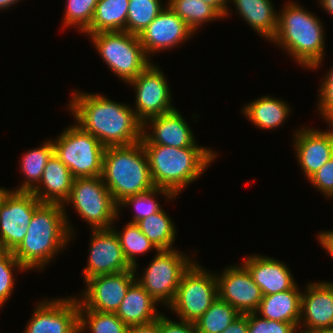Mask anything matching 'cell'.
<instances>
[{"instance_id": "cell-1", "label": "cell", "mask_w": 333, "mask_h": 333, "mask_svg": "<svg viewBox=\"0 0 333 333\" xmlns=\"http://www.w3.org/2000/svg\"><path fill=\"white\" fill-rule=\"evenodd\" d=\"M75 121L105 147L130 145L141 141L143 123L133 108L101 95L75 91L68 103Z\"/></svg>"}, {"instance_id": "cell-2", "label": "cell", "mask_w": 333, "mask_h": 333, "mask_svg": "<svg viewBox=\"0 0 333 333\" xmlns=\"http://www.w3.org/2000/svg\"><path fill=\"white\" fill-rule=\"evenodd\" d=\"M66 209L57 203H41L36 208L23 241L13 251L26 270L44 269L74 238Z\"/></svg>"}, {"instance_id": "cell-3", "label": "cell", "mask_w": 333, "mask_h": 333, "mask_svg": "<svg viewBox=\"0 0 333 333\" xmlns=\"http://www.w3.org/2000/svg\"><path fill=\"white\" fill-rule=\"evenodd\" d=\"M324 24L318 16L289 1L278 12V27L271 42L297 61L301 67L316 70L325 55Z\"/></svg>"}, {"instance_id": "cell-4", "label": "cell", "mask_w": 333, "mask_h": 333, "mask_svg": "<svg viewBox=\"0 0 333 333\" xmlns=\"http://www.w3.org/2000/svg\"><path fill=\"white\" fill-rule=\"evenodd\" d=\"M142 146L154 186L167 189L175 196L197 180L218 155L206 147Z\"/></svg>"}, {"instance_id": "cell-5", "label": "cell", "mask_w": 333, "mask_h": 333, "mask_svg": "<svg viewBox=\"0 0 333 333\" xmlns=\"http://www.w3.org/2000/svg\"><path fill=\"white\" fill-rule=\"evenodd\" d=\"M101 178L117 204L125 197L152 189L154 184L141 141L106 147Z\"/></svg>"}, {"instance_id": "cell-6", "label": "cell", "mask_w": 333, "mask_h": 333, "mask_svg": "<svg viewBox=\"0 0 333 333\" xmlns=\"http://www.w3.org/2000/svg\"><path fill=\"white\" fill-rule=\"evenodd\" d=\"M88 36L102 60L126 84L151 63L138 35L127 31H111Z\"/></svg>"}, {"instance_id": "cell-7", "label": "cell", "mask_w": 333, "mask_h": 333, "mask_svg": "<svg viewBox=\"0 0 333 333\" xmlns=\"http://www.w3.org/2000/svg\"><path fill=\"white\" fill-rule=\"evenodd\" d=\"M60 134L52 140L54 155L70 170L73 177L101 176L106 147L77 124L68 126Z\"/></svg>"}, {"instance_id": "cell-8", "label": "cell", "mask_w": 333, "mask_h": 333, "mask_svg": "<svg viewBox=\"0 0 333 333\" xmlns=\"http://www.w3.org/2000/svg\"><path fill=\"white\" fill-rule=\"evenodd\" d=\"M72 204L91 229H109L118 220V204L101 176L74 178L69 197L62 205ZM117 219V220H116Z\"/></svg>"}, {"instance_id": "cell-9", "label": "cell", "mask_w": 333, "mask_h": 333, "mask_svg": "<svg viewBox=\"0 0 333 333\" xmlns=\"http://www.w3.org/2000/svg\"><path fill=\"white\" fill-rule=\"evenodd\" d=\"M194 262L183 274L168 308L179 320L195 323L218 297L216 274Z\"/></svg>"}, {"instance_id": "cell-10", "label": "cell", "mask_w": 333, "mask_h": 333, "mask_svg": "<svg viewBox=\"0 0 333 333\" xmlns=\"http://www.w3.org/2000/svg\"><path fill=\"white\" fill-rule=\"evenodd\" d=\"M137 282L158 303L168 307L174 300L183 274L195 262L178 249L158 250Z\"/></svg>"}, {"instance_id": "cell-11", "label": "cell", "mask_w": 333, "mask_h": 333, "mask_svg": "<svg viewBox=\"0 0 333 333\" xmlns=\"http://www.w3.org/2000/svg\"><path fill=\"white\" fill-rule=\"evenodd\" d=\"M32 192L6 190L0 199V248L14 251L23 241L36 208Z\"/></svg>"}, {"instance_id": "cell-12", "label": "cell", "mask_w": 333, "mask_h": 333, "mask_svg": "<svg viewBox=\"0 0 333 333\" xmlns=\"http://www.w3.org/2000/svg\"><path fill=\"white\" fill-rule=\"evenodd\" d=\"M127 84L135 89L136 117L144 123L147 119L174 110L172 95L166 76L160 67L151 63Z\"/></svg>"}, {"instance_id": "cell-13", "label": "cell", "mask_w": 333, "mask_h": 333, "mask_svg": "<svg viewBox=\"0 0 333 333\" xmlns=\"http://www.w3.org/2000/svg\"><path fill=\"white\" fill-rule=\"evenodd\" d=\"M136 276L138 274L132 267L127 271L91 277L85 281L86 290L77 297L79 307L116 313L129 287L136 281Z\"/></svg>"}, {"instance_id": "cell-14", "label": "cell", "mask_w": 333, "mask_h": 333, "mask_svg": "<svg viewBox=\"0 0 333 333\" xmlns=\"http://www.w3.org/2000/svg\"><path fill=\"white\" fill-rule=\"evenodd\" d=\"M50 299L36 304L22 333H79L77 296Z\"/></svg>"}, {"instance_id": "cell-15", "label": "cell", "mask_w": 333, "mask_h": 333, "mask_svg": "<svg viewBox=\"0 0 333 333\" xmlns=\"http://www.w3.org/2000/svg\"><path fill=\"white\" fill-rule=\"evenodd\" d=\"M224 269L222 273L216 274L218 297L241 315L255 313L263 295L248 269L242 263Z\"/></svg>"}, {"instance_id": "cell-16", "label": "cell", "mask_w": 333, "mask_h": 333, "mask_svg": "<svg viewBox=\"0 0 333 333\" xmlns=\"http://www.w3.org/2000/svg\"><path fill=\"white\" fill-rule=\"evenodd\" d=\"M87 266L83 269L84 281L97 275H106L130 270L118 235L112 228L92 229Z\"/></svg>"}, {"instance_id": "cell-17", "label": "cell", "mask_w": 333, "mask_h": 333, "mask_svg": "<svg viewBox=\"0 0 333 333\" xmlns=\"http://www.w3.org/2000/svg\"><path fill=\"white\" fill-rule=\"evenodd\" d=\"M138 35L146 55L170 50L194 36V31L167 5ZM170 48V49H169Z\"/></svg>"}, {"instance_id": "cell-18", "label": "cell", "mask_w": 333, "mask_h": 333, "mask_svg": "<svg viewBox=\"0 0 333 333\" xmlns=\"http://www.w3.org/2000/svg\"><path fill=\"white\" fill-rule=\"evenodd\" d=\"M332 326L333 282L308 283L305 292L301 294L298 333H312Z\"/></svg>"}, {"instance_id": "cell-19", "label": "cell", "mask_w": 333, "mask_h": 333, "mask_svg": "<svg viewBox=\"0 0 333 333\" xmlns=\"http://www.w3.org/2000/svg\"><path fill=\"white\" fill-rule=\"evenodd\" d=\"M182 114L174 110L147 119L143 123L142 145H164L175 148L203 147L197 145L192 129ZM152 128L148 132L147 128ZM152 126V127H151Z\"/></svg>"}, {"instance_id": "cell-20", "label": "cell", "mask_w": 333, "mask_h": 333, "mask_svg": "<svg viewBox=\"0 0 333 333\" xmlns=\"http://www.w3.org/2000/svg\"><path fill=\"white\" fill-rule=\"evenodd\" d=\"M330 124V125H329ZM330 130L305 127L295 130L294 149L296 159L309 180L316 172L331 159L333 145V122H328Z\"/></svg>"}, {"instance_id": "cell-21", "label": "cell", "mask_w": 333, "mask_h": 333, "mask_svg": "<svg viewBox=\"0 0 333 333\" xmlns=\"http://www.w3.org/2000/svg\"><path fill=\"white\" fill-rule=\"evenodd\" d=\"M242 261L263 296L284 292L296 285L290 269L282 261L257 254L247 256Z\"/></svg>"}, {"instance_id": "cell-22", "label": "cell", "mask_w": 333, "mask_h": 333, "mask_svg": "<svg viewBox=\"0 0 333 333\" xmlns=\"http://www.w3.org/2000/svg\"><path fill=\"white\" fill-rule=\"evenodd\" d=\"M73 181L70 170L53 154L45 165L41 181L31 192L42 203L64 205Z\"/></svg>"}, {"instance_id": "cell-23", "label": "cell", "mask_w": 333, "mask_h": 333, "mask_svg": "<svg viewBox=\"0 0 333 333\" xmlns=\"http://www.w3.org/2000/svg\"><path fill=\"white\" fill-rule=\"evenodd\" d=\"M157 304L159 303L136 280L129 287L115 314L128 327L145 324L158 319L163 314L158 312Z\"/></svg>"}, {"instance_id": "cell-24", "label": "cell", "mask_w": 333, "mask_h": 333, "mask_svg": "<svg viewBox=\"0 0 333 333\" xmlns=\"http://www.w3.org/2000/svg\"><path fill=\"white\" fill-rule=\"evenodd\" d=\"M234 2L238 14L258 35L271 41L278 27V12L272 0H228Z\"/></svg>"}, {"instance_id": "cell-25", "label": "cell", "mask_w": 333, "mask_h": 333, "mask_svg": "<svg viewBox=\"0 0 333 333\" xmlns=\"http://www.w3.org/2000/svg\"><path fill=\"white\" fill-rule=\"evenodd\" d=\"M297 285L284 292L263 296L255 313L264 319L298 324L302 292Z\"/></svg>"}, {"instance_id": "cell-26", "label": "cell", "mask_w": 333, "mask_h": 333, "mask_svg": "<svg viewBox=\"0 0 333 333\" xmlns=\"http://www.w3.org/2000/svg\"><path fill=\"white\" fill-rule=\"evenodd\" d=\"M284 101L265 95L245 104L242 113L257 128L275 130L288 119L291 112L288 103Z\"/></svg>"}, {"instance_id": "cell-27", "label": "cell", "mask_w": 333, "mask_h": 333, "mask_svg": "<svg viewBox=\"0 0 333 333\" xmlns=\"http://www.w3.org/2000/svg\"><path fill=\"white\" fill-rule=\"evenodd\" d=\"M128 4L129 0H99L93 20L84 34L126 31Z\"/></svg>"}, {"instance_id": "cell-28", "label": "cell", "mask_w": 333, "mask_h": 333, "mask_svg": "<svg viewBox=\"0 0 333 333\" xmlns=\"http://www.w3.org/2000/svg\"><path fill=\"white\" fill-rule=\"evenodd\" d=\"M53 154L54 146L52 140L45 141L40 147L24 153L19 167L24 177H26L21 185L17 186V189L14 188L13 191L31 192L41 181L45 165Z\"/></svg>"}, {"instance_id": "cell-29", "label": "cell", "mask_w": 333, "mask_h": 333, "mask_svg": "<svg viewBox=\"0 0 333 333\" xmlns=\"http://www.w3.org/2000/svg\"><path fill=\"white\" fill-rule=\"evenodd\" d=\"M136 224L158 250L174 249L172 247L177 231L174 222L164 209L141 219Z\"/></svg>"}, {"instance_id": "cell-30", "label": "cell", "mask_w": 333, "mask_h": 333, "mask_svg": "<svg viewBox=\"0 0 333 333\" xmlns=\"http://www.w3.org/2000/svg\"><path fill=\"white\" fill-rule=\"evenodd\" d=\"M167 5L194 31L205 22L223 18L212 6L202 0H168Z\"/></svg>"}, {"instance_id": "cell-31", "label": "cell", "mask_w": 333, "mask_h": 333, "mask_svg": "<svg viewBox=\"0 0 333 333\" xmlns=\"http://www.w3.org/2000/svg\"><path fill=\"white\" fill-rule=\"evenodd\" d=\"M241 314L219 297L195 322L197 333H222Z\"/></svg>"}, {"instance_id": "cell-32", "label": "cell", "mask_w": 333, "mask_h": 333, "mask_svg": "<svg viewBox=\"0 0 333 333\" xmlns=\"http://www.w3.org/2000/svg\"><path fill=\"white\" fill-rule=\"evenodd\" d=\"M118 235L120 246L126 261L137 271L138 265L136 255L145 254L154 249L158 251L155 245L140 231L136 223L128 222L125 227L117 231L115 226L111 227Z\"/></svg>"}, {"instance_id": "cell-33", "label": "cell", "mask_w": 333, "mask_h": 333, "mask_svg": "<svg viewBox=\"0 0 333 333\" xmlns=\"http://www.w3.org/2000/svg\"><path fill=\"white\" fill-rule=\"evenodd\" d=\"M163 195L166 201H171L175 196L171 191L154 186L152 189L142 192L140 194L132 195L125 197L122 201L118 203V214L120 215V209L125 208L126 206H134V216L133 220H130V223H137L143 218L148 217L149 215L161 211L163 208L156 200L157 195ZM125 206V207H124Z\"/></svg>"}, {"instance_id": "cell-34", "label": "cell", "mask_w": 333, "mask_h": 333, "mask_svg": "<svg viewBox=\"0 0 333 333\" xmlns=\"http://www.w3.org/2000/svg\"><path fill=\"white\" fill-rule=\"evenodd\" d=\"M127 333L128 326L115 314L79 307V333Z\"/></svg>"}, {"instance_id": "cell-35", "label": "cell", "mask_w": 333, "mask_h": 333, "mask_svg": "<svg viewBox=\"0 0 333 333\" xmlns=\"http://www.w3.org/2000/svg\"><path fill=\"white\" fill-rule=\"evenodd\" d=\"M162 0H129L126 31L139 35L166 7Z\"/></svg>"}, {"instance_id": "cell-36", "label": "cell", "mask_w": 333, "mask_h": 333, "mask_svg": "<svg viewBox=\"0 0 333 333\" xmlns=\"http://www.w3.org/2000/svg\"><path fill=\"white\" fill-rule=\"evenodd\" d=\"M99 0H67L63 25L74 27L84 33L90 26Z\"/></svg>"}, {"instance_id": "cell-37", "label": "cell", "mask_w": 333, "mask_h": 333, "mask_svg": "<svg viewBox=\"0 0 333 333\" xmlns=\"http://www.w3.org/2000/svg\"><path fill=\"white\" fill-rule=\"evenodd\" d=\"M25 271L26 268L16 259L12 251H0V307L9 300L13 293L16 270ZM15 270V271H14ZM3 304V305H2Z\"/></svg>"}, {"instance_id": "cell-38", "label": "cell", "mask_w": 333, "mask_h": 333, "mask_svg": "<svg viewBox=\"0 0 333 333\" xmlns=\"http://www.w3.org/2000/svg\"><path fill=\"white\" fill-rule=\"evenodd\" d=\"M298 324L279 322L248 313V333H297Z\"/></svg>"}, {"instance_id": "cell-39", "label": "cell", "mask_w": 333, "mask_h": 333, "mask_svg": "<svg viewBox=\"0 0 333 333\" xmlns=\"http://www.w3.org/2000/svg\"><path fill=\"white\" fill-rule=\"evenodd\" d=\"M319 90L318 113L326 123L333 122V66L323 77Z\"/></svg>"}, {"instance_id": "cell-40", "label": "cell", "mask_w": 333, "mask_h": 333, "mask_svg": "<svg viewBox=\"0 0 333 333\" xmlns=\"http://www.w3.org/2000/svg\"><path fill=\"white\" fill-rule=\"evenodd\" d=\"M309 182L315 189L327 198L333 197V160L326 162L310 179Z\"/></svg>"}, {"instance_id": "cell-41", "label": "cell", "mask_w": 333, "mask_h": 333, "mask_svg": "<svg viewBox=\"0 0 333 333\" xmlns=\"http://www.w3.org/2000/svg\"><path fill=\"white\" fill-rule=\"evenodd\" d=\"M158 333H197V329L193 322L171 321L165 314H162L158 318Z\"/></svg>"}, {"instance_id": "cell-42", "label": "cell", "mask_w": 333, "mask_h": 333, "mask_svg": "<svg viewBox=\"0 0 333 333\" xmlns=\"http://www.w3.org/2000/svg\"><path fill=\"white\" fill-rule=\"evenodd\" d=\"M222 333H248V314L240 315Z\"/></svg>"}, {"instance_id": "cell-43", "label": "cell", "mask_w": 333, "mask_h": 333, "mask_svg": "<svg viewBox=\"0 0 333 333\" xmlns=\"http://www.w3.org/2000/svg\"><path fill=\"white\" fill-rule=\"evenodd\" d=\"M318 242L322 245L321 247L332 257L333 259V230L321 231L318 236Z\"/></svg>"}, {"instance_id": "cell-44", "label": "cell", "mask_w": 333, "mask_h": 333, "mask_svg": "<svg viewBox=\"0 0 333 333\" xmlns=\"http://www.w3.org/2000/svg\"><path fill=\"white\" fill-rule=\"evenodd\" d=\"M127 333H158V319L145 324L129 326Z\"/></svg>"}, {"instance_id": "cell-45", "label": "cell", "mask_w": 333, "mask_h": 333, "mask_svg": "<svg viewBox=\"0 0 333 333\" xmlns=\"http://www.w3.org/2000/svg\"><path fill=\"white\" fill-rule=\"evenodd\" d=\"M206 4L212 6L222 17H227L230 13V8L228 7V0H202Z\"/></svg>"}, {"instance_id": "cell-46", "label": "cell", "mask_w": 333, "mask_h": 333, "mask_svg": "<svg viewBox=\"0 0 333 333\" xmlns=\"http://www.w3.org/2000/svg\"><path fill=\"white\" fill-rule=\"evenodd\" d=\"M319 3L325 12L333 15V0H319Z\"/></svg>"}, {"instance_id": "cell-47", "label": "cell", "mask_w": 333, "mask_h": 333, "mask_svg": "<svg viewBox=\"0 0 333 333\" xmlns=\"http://www.w3.org/2000/svg\"><path fill=\"white\" fill-rule=\"evenodd\" d=\"M21 0H0V11L6 10Z\"/></svg>"}, {"instance_id": "cell-48", "label": "cell", "mask_w": 333, "mask_h": 333, "mask_svg": "<svg viewBox=\"0 0 333 333\" xmlns=\"http://www.w3.org/2000/svg\"><path fill=\"white\" fill-rule=\"evenodd\" d=\"M312 333H333V326L316 330Z\"/></svg>"}, {"instance_id": "cell-49", "label": "cell", "mask_w": 333, "mask_h": 333, "mask_svg": "<svg viewBox=\"0 0 333 333\" xmlns=\"http://www.w3.org/2000/svg\"><path fill=\"white\" fill-rule=\"evenodd\" d=\"M6 188H4V187H0V199H1V197H2V195L6 192Z\"/></svg>"}, {"instance_id": "cell-50", "label": "cell", "mask_w": 333, "mask_h": 333, "mask_svg": "<svg viewBox=\"0 0 333 333\" xmlns=\"http://www.w3.org/2000/svg\"><path fill=\"white\" fill-rule=\"evenodd\" d=\"M331 159L333 160V145H332V154H331Z\"/></svg>"}]
</instances>
